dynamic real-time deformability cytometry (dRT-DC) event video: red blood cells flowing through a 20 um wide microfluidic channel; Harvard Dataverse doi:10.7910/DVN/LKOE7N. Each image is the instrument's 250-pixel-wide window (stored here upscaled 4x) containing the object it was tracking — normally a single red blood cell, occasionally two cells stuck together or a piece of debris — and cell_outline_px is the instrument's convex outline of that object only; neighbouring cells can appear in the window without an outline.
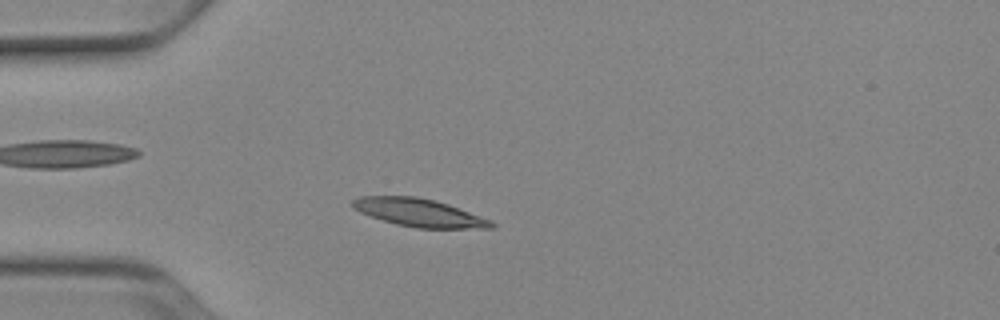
{"species": "Egyptian fruit bat (a non-hibernating species)", "species_latin": "Rousettus aegyptiacus", "temperature_condition": "cold", "stored_images_in_passage": 39, "camera_frame_rate_fps": 3000, "um_per_image_px": 0.085, "animal": {"sex": "female"}, "frame": {"image": 1, "passage_image": 1, "time_ms": 0.0, "image_size_px": [1000, 320], "cell_outline_px": [[496, 228], [416, 228], [396, 224], [360, 212], [352, 208], [352, 200], [360, 196], [416, 196], [448, 204], [492, 220], [496, 224]], "centroid_in_image_um": [35.65, 18.08], "position_along_channel_um": 49.4, "area_um2": 22.48}}
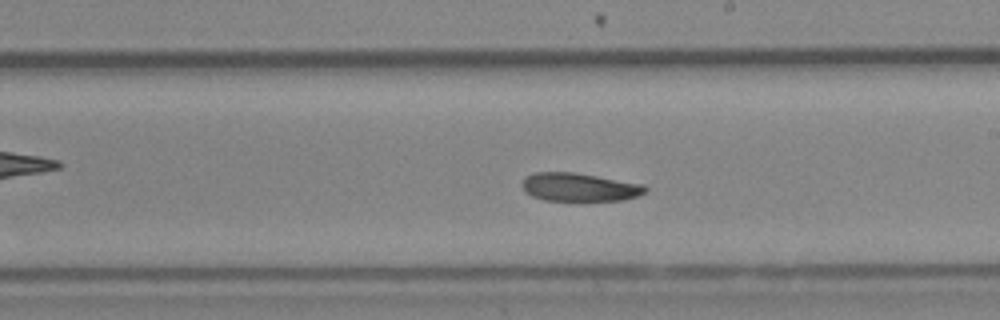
{"frame": {"image": 2, "passage_image": 17, "time_ms": 5.333, "image_size_px": [1000, 320], "cell_outline_px": [[648, 192], [640, 196], [624, 200], [544, 200], [532, 196], [524, 192], [520, 184], [524, 176], [536, 172], [572, 172], [644, 184], [648, 188]], "centroid_in_image_um": [49.24, 15.91], "position_along_channel_um": 239.8, "area_um2": 20.52}}
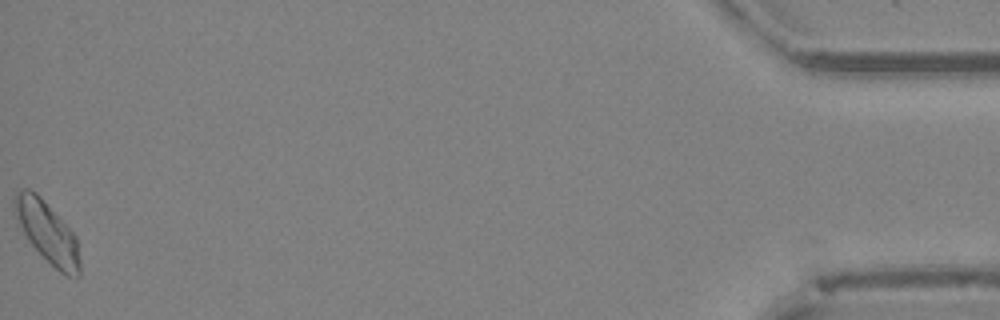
{"frame": {"image": 3, "passage_image": 39, "time_ms": 12.667, "image_size_px": [1000, 320], "cell_outline_px": [[80, 276], [68, 276], [60, 272], [28, 240], [16, 216], [12, 204], [12, 200], [16, 192], [24, 188], [28, 188], [36, 192], [40, 196], [76, 236], [80, 260]], "centroid_in_image_um": [4.02, 19.71], "position_along_channel_um": 431.2, "area_um2": 22.77}, "authors_computed_cell_mechanics": {"area_um2": 21.1548, "velocity_mm_per_s": 3.8797, "shape_relaxation_time_tau1_ms": 3.1207, "shape_relaxation_time_tau2_ms": 6.2456, "deformation_change_tau1": 0.1108, "deformation_change_tau2": 0.1248}}